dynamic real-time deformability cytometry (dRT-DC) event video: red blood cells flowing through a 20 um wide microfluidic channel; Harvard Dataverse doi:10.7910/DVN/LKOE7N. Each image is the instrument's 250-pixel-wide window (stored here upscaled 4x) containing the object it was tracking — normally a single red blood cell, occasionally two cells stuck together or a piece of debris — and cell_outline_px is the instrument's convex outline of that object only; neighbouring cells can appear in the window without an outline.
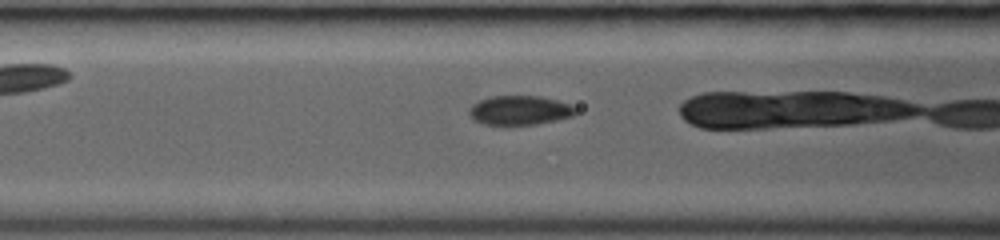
{"species": "common noctule bat (a hibernating species)", "species_latin": "Nyctalus noctula", "temperature_condition": "room temperature", "stored_images_in_passage": 33, "camera_frame_rate_fps": 3000, "um_per_image_px": 0.085, "animal": {"sex": "female", "body_mass_g": 19.0, "forearm_length_mm": 53.3}, "frame": {"image": 1, "passage_image": 15, "time_ms": 4.667, "image_size_px": [1000, 240], "cell_outline_px": [[576, 112], [572, 116], [556, 120], [536, 124], [484, 124], [472, 120], [468, 112], [468, 108], [472, 104], [480, 100], [492, 96], [540, 96], [556, 100], [568, 104], [576, 108]], "centroid_in_image_um": [44.13, 9.37], "position_along_channel_um": 122.5, "area_um2": 18.03}}